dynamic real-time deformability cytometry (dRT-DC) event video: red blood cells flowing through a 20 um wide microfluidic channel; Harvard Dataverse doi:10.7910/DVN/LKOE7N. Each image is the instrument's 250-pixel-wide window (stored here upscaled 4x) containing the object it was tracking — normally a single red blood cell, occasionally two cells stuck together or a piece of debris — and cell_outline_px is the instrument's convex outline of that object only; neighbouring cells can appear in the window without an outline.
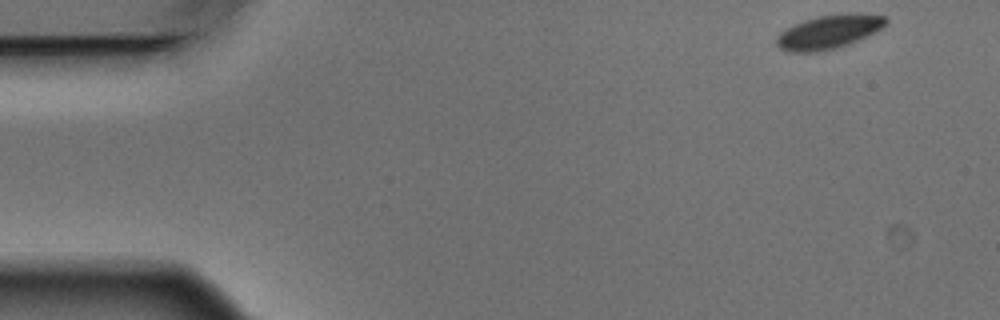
{"species": "Egyptian fruit bat (a non-hibernating species)", "species_latin": "Rousettus aegyptiacus", "temperature_condition": "warm", "stored_images_in_passage": 8, "camera_frame_rate_fps": 3000, "um_per_image_px": 0.085, "animal": {"sex": "male"}, "frame": {"image": 1, "passage_image": 1, "time_ms": 0.0, "image_size_px": [1000, 320], "cell_outline_px": [[888, 20], [876, 32], [868, 36], [848, 44], [836, 48], [816, 52], [788, 52], [780, 48], [776, 44], [776, 36], [780, 32], [804, 20], [820, 16], [884, 16]], "centroid_in_image_um": [70.35, 2.78], "position_along_channel_um": 14.6, "area_um2": 20.46}}
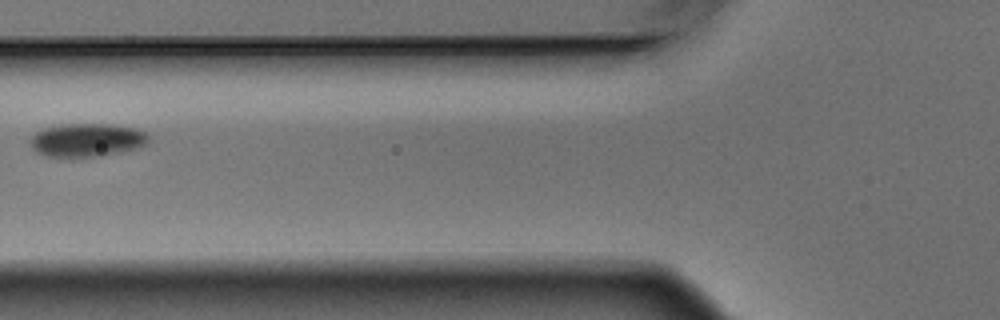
{"frame": {"image": 2, "passage_image": 6, "time_ms": 1.667, "image_size_px": [1000, 320], "cell_outline_px": [[148, 140], [144, 144], [132, 148], [116, 152], [92, 156], [48, 156], [36, 152], [32, 148], [32, 136], [40, 128], [60, 124], [112, 124], [136, 128], [148, 132]], "centroid_in_image_um": [7.35, 11.86], "position_along_channel_um": 118.4, "area_um2": 22.54}}
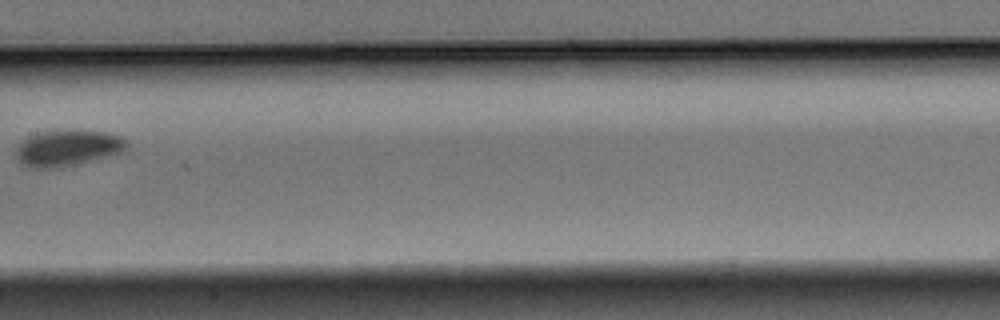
{"frame": {"image": 3, "passage_image": 8, "time_ms": 2.333, "image_size_px": [1000, 320], "cell_outline_px": [[128, 144], [120, 152], [108, 156], [52, 168], [32, 168], [24, 164], [16, 156], [16, 144], [20, 140], [36, 132], [108, 132], [120, 136], [128, 140]], "centroid_in_image_um": [5.69, 12.58], "position_along_channel_um": 201.7, "area_um2": 22.48}}